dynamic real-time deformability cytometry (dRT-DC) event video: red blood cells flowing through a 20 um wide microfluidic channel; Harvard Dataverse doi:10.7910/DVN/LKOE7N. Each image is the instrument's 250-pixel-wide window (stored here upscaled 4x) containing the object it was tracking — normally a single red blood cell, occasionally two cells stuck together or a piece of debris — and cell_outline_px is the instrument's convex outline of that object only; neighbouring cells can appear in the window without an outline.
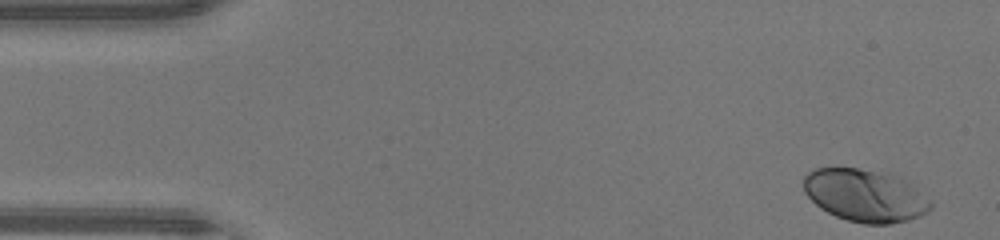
{"species": "human", "species_latin": "Homo sapiens", "temperature_condition": "warm", "stored_images_in_passage": 45, "camera_frame_rate_fps": 3000, "um_per_image_px": 0.085, "donor": {"sex": "male"}, "frame": {"image": 1, "passage_image": 1, "time_ms": 0.0, "image_size_px": [1000, 240], "cell_outline_px": [[932, 208], [908, 220], [888, 224], [864, 224], [848, 220], [836, 216], [820, 208], [804, 192], [804, 176], [808, 172], [816, 168], [856, 168], [900, 176], [932, 200]], "centroid_in_image_um": [73.53, 16.61], "position_along_channel_um": 11.5, "area_um2": 38.67}}
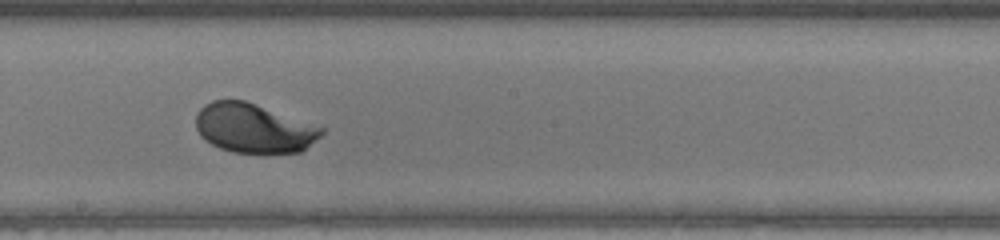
{"frame": {"image": 2, "passage_image": 24, "time_ms": 7.667, "image_size_px": [1000, 240], "cell_outline_px": [[324, 132], [320, 136], [300, 152], [232, 152], [220, 148], [212, 144], [200, 136], [196, 128], [196, 112], [204, 104], [212, 100], [244, 100], [324, 128]], "centroid_in_image_um": [21.51, 10.88], "position_along_channel_um": 226.7, "area_um2": 35.6}}
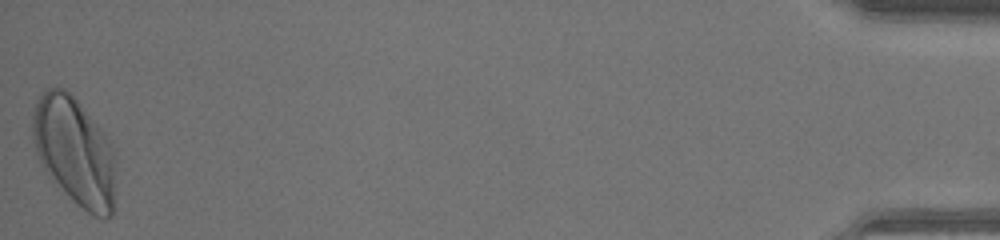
{"frame": {"image": 3, "passage_image": 45, "time_ms": 14.667, "image_size_px": [1000, 240], "cell_outline_px": [[112, 216], [104, 220], [88, 212], [76, 204], [72, 200], [40, 164], [32, 140], [32, 116], [40, 92], [48, 88], [64, 88], [76, 100], [104, 132], [112, 144]], "centroid_in_image_um": [6.28, 12.83], "position_along_channel_um": 428.9, "area_um2": 51.33}, "authors_computed_cell_mechanics": {"area_um2": 36.8764, "velocity_mm_per_s": 4.4315, "shape_relaxation_time_tau1_ms": 1.3577, "shape_relaxation_time_tau2_ms": null, "deformation_change_tau1": 0.1215, "deformation_change_tau2": null}}